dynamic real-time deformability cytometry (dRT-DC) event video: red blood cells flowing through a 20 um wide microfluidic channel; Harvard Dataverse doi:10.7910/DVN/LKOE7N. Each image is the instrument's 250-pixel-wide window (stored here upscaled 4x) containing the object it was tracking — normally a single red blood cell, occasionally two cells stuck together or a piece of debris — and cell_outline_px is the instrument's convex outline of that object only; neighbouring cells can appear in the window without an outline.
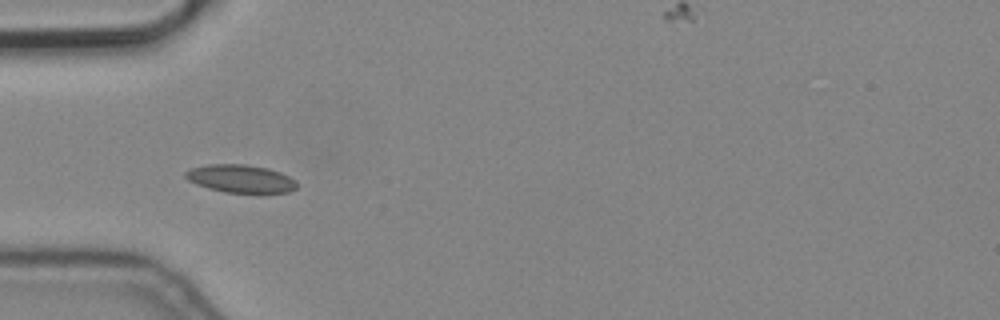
{"species": "common noctule bat (a hibernating species)", "species_latin": "Nyctalus noctula", "temperature_condition": "cold", "stored_images_in_passage": 10, "camera_frame_rate_fps": 3000, "um_per_image_px": 0.085, "animal": {"sex": "male", "body_mass_g": 19.2, "forearm_length_mm": 51.8}, "frame": {"image": 1, "passage_image": 5, "time_ms": 1.333, "image_size_px": [1000, 320], "cell_outline_px": [[296, 188], [288, 192], [224, 192], [208, 188], [196, 184], [188, 180], [184, 176], [184, 172], [192, 168], [208, 164], [244, 164], [268, 168], [280, 172], [296, 180]], "centroid_in_image_um": [20.42, 15.18], "position_along_channel_um": 64.6, "area_um2": 17.98}}
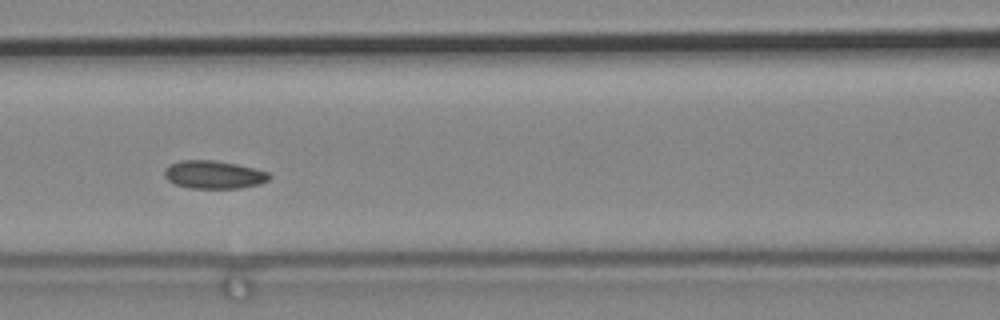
{"frame": {"image": 2, "passage_image": 7, "time_ms": 2.0, "image_size_px": [1000, 320], "cell_outline_px": [[272, 176], [268, 180], [260, 184], [240, 188], [188, 188], [176, 184], [168, 180], [164, 176], [164, 168], [180, 160], [216, 160], [236, 164], [268, 172]], "centroid_in_image_um": [18.17, 14.84], "position_along_channel_um": 148.4, "area_um2": 17.11}}
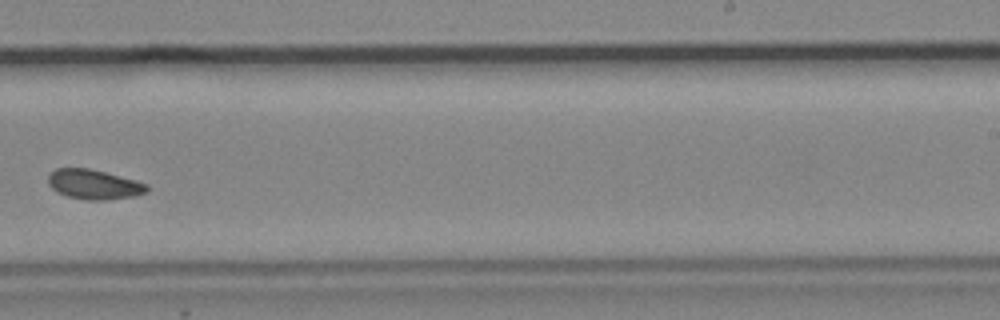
{"frame": {"image": 3, "passage_image": 10, "time_ms": 3.0, "image_size_px": [1000, 320], "cell_outline_px": [[148, 192], [136, 196], [108, 200], [84, 200], [68, 196], [56, 192], [48, 184], [48, 172], [56, 168], [88, 168], [136, 180], [148, 184]], "centroid_in_image_um": [7.98, 15.68], "position_along_channel_um": 281.0, "area_um2": 17.34}}